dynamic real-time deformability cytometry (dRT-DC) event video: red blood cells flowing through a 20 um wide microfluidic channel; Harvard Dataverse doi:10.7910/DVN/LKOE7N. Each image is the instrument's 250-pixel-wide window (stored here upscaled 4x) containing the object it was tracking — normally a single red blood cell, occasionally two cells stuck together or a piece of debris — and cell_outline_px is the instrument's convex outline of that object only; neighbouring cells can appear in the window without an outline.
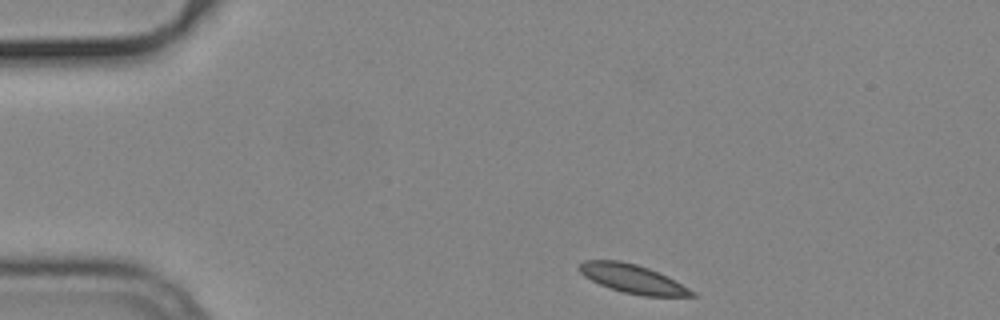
{"species": "common noctule bat (a hibernating species)", "species_latin": "Nyctalus noctula", "temperature_condition": "cold", "stored_images_in_passage": 46, "camera_frame_rate_fps": 3000, "um_per_image_px": 0.085, "animal": {"sex": "male", "body_mass_g": 19.2, "forearm_length_mm": 51.8}, "frame": {"image": 1, "passage_image": 1, "time_ms": 0.0, "image_size_px": [1000, 320], "cell_outline_px": [[696, 296], [644, 296], [624, 292], [600, 284], [584, 276], [576, 268], [584, 260], [620, 260], [636, 264], [648, 268], [696, 292]], "centroid_in_image_um": [53.72, 23.69], "position_along_channel_um": 31.3, "area_um2": 18.38}}
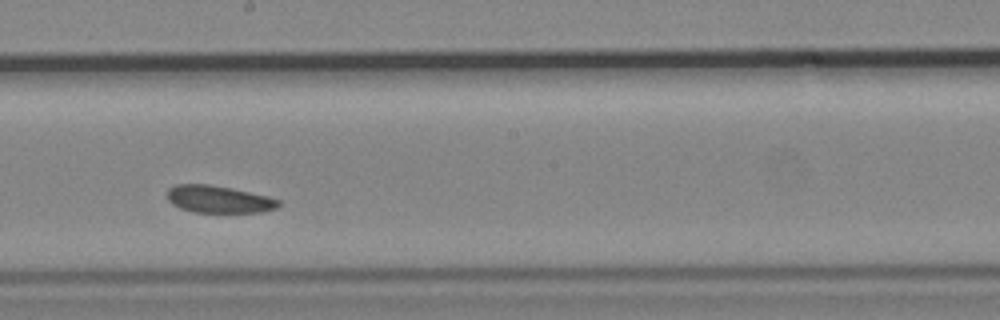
{"frame": {"image": 2, "passage_image": 22, "time_ms": 7.0, "image_size_px": [1000, 320], "cell_outline_px": [[280, 204], [276, 208], [260, 212], [192, 212], [180, 208], [172, 204], [168, 200], [168, 188], [176, 184], [208, 184], [232, 188], [268, 196], [280, 200]], "centroid_in_image_um": [18.58, 16.93], "position_along_channel_um": 229.6, "area_um2": 17.69}}
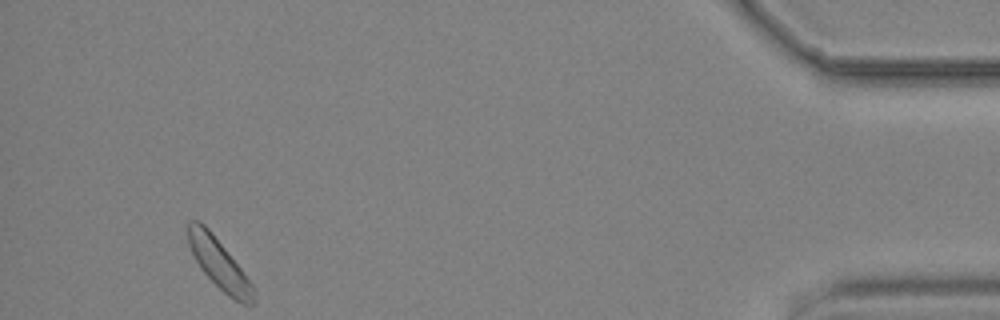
{"frame": {"image": 3, "passage_image": 43, "time_ms": 14.0, "image_size_px": [1000, 320], "cell_outline_px": [[256, 304], [244, 304], [228, 296], [200, 268], [188, 244], [188, 220], [200, 220], [208, 228], [240, 268], [252, 284], [256, 300]], "centroid_in_image_um": [18.61, 22.42], "position_along_channel_um": 416.6, "area_um2": 18.55}}